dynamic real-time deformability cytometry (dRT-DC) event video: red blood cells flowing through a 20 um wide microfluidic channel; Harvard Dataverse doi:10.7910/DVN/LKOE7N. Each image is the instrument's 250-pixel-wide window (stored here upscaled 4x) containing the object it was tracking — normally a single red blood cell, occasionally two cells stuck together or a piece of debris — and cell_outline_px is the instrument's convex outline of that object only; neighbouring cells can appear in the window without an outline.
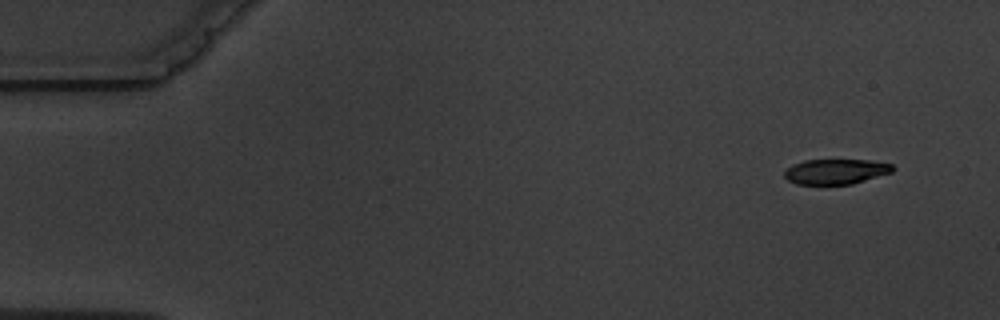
{"species": "common noctule bat (a hibernating species)", "species_latin": "Nyctalus noctula", "temperature_condition": "warm", "stored_images_in_passage": 7, "camera_frame_rate_fps": 3000, "um_per_image_px": 0.085, "animal": {"sex": "male", "body_mass_g": 19.5, "forearm_length_mm": 54.6}, "frame": {"image": 1, "passage_image": 1, "time_ms": 0.0, "image_size_px": [1000, 320], "cell_outline_px": [[896, 168], [892, 172], [852, 184], [796, 184], [788, 180], [784, 176], [784, 172], [792, 164], [804, 160], [868, 160], [892, 164]], "centroid_in_image_um": [71.04, 14.58], "position_along_channel_um": 14.0, "area_um2": 15.84}}
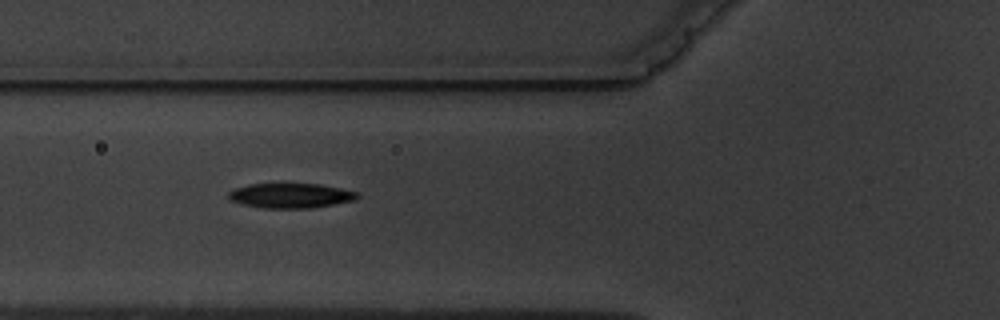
{"frame": {"image": 2, "passage_image": 6, "time_ms": 5.667, "image_size_px": [1000, 320], "cell_outline_px": [[360, 196], [352, 200], [312, 208], [264, 208], [240, 204], [232, 200], [228, 196], [228, 192], [236, 188], [248, 184], [320, 184], [360, 192]], "centroid_in_image_um": [24.7, 16.62], "position_along_channel_um": 101.1, "area_um2": 18.5}}
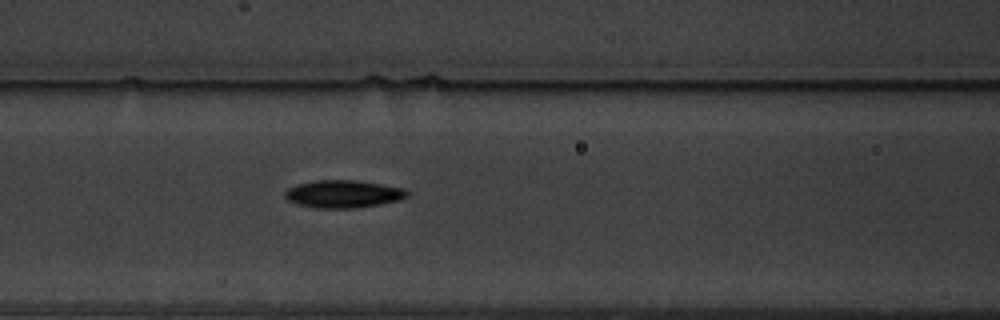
{"frame": {"image": 3, "passage_image": 7, "time_ms": 6.667, "image_size_px": [1000, 320], "cell_outline_px": [[408, 196], [400, 200], [380, 204], [356, 208], [312, 208], [296, 204], [288, 200], [284, 196], [284, 192], [288, 188], [296, 184], [312, 180], [360, 180], [404, 188], [408, 192]], "centroid_in_image_um": [29.15, 16.48], "position_along_channel_um": 137.4, "area_um2": 20.0}}